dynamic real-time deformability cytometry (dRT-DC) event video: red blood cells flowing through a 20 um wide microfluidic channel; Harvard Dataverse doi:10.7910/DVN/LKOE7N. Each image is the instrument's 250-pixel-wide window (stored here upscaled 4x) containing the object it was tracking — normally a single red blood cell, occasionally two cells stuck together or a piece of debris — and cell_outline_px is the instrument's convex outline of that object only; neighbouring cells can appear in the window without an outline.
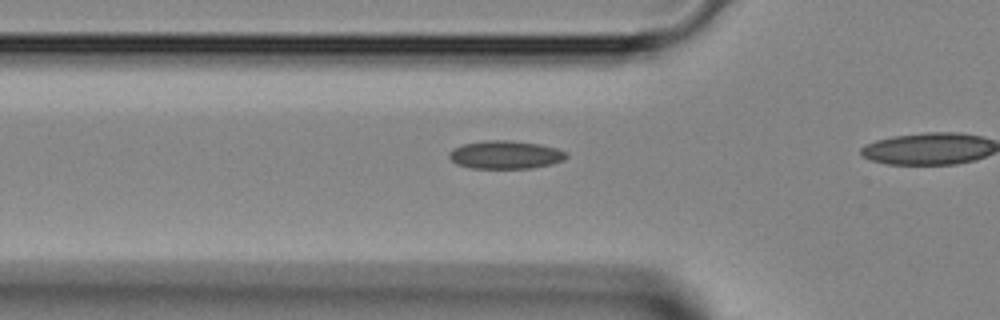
{"species": "Egyptian fruit bat (a non-hibernating species)", "species_latin": "Rousettus aegyptiacus", "temperature_condition": "room temperature", "stored_images_in_passage": 9, "camera_frame_rate_fps": 3000, "um_per_image_px": 0.085, "animal": {"sex": "female"}, "frame": {"image": 1, "passage_image": 7, "time_ms": 2.0, "image_size_px": [1000, 320], "cell_outline_px": [[568, 156], [564, 160], [552, 164], [532, 168], [468, 168], [456, 164], [448, 156], [448, 152], [452, 148], [464, 144], [484, 140], [508, 140], [540, 144], [556, 148], [568, 152]], "centroid_in_image_um": [42.96, 13.15], "position_along_channel_um": 82.8, "area_um2": 19.42}}